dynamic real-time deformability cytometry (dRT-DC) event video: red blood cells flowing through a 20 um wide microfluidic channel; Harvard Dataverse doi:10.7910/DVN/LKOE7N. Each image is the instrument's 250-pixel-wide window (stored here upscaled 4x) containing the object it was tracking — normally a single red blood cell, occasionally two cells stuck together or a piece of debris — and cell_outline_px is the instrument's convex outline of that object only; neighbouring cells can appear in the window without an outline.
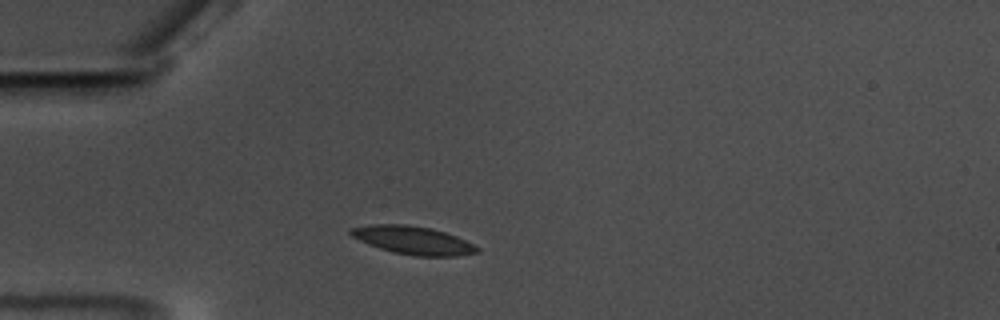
{"species": "common noctule bat (a hibernating species)", "species_latin": "Nyctalus noctula", "temperature_condition": "warm", "stored_images_in_passage": 48, "camera_frame_rate_fps": 3000, "um_per_image_px": 0.085, "animal": {"sex": "male", "body_mass_g": 17.5, "forearm_length_mm": 52.3}, "frame": {"image": 1, "passage_image": 7, "time_ms": 2.0, "image_size_px": [1000, 320], "cell_outline_px": [[480, 252], [456, 256], [416, 256], [396, 252], [380, 248], [368, 244], [352, 236], [348, 232], [352, 228], [368, 224], [408, 224], [432, 228], [456, 236], [480, 248]], "centroid_in_image_um": [35.12, 20.41], "position_along_channel_um": 49.9, "area_um2": 20.58}}
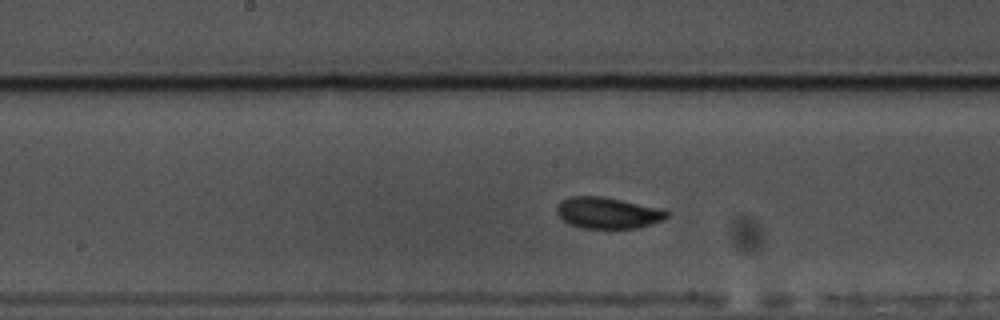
{"frame": {"image": 2, "passage_image": 21, "time_ms": 6.667, "image_size_px": [1000, 320], "cell_outline_px": [[668, 216], [664, 220], [636, 228], [584, 228], [568, 224], [556, 212], [556, 208], [560, 200], [568, 196], [600, 196], [620, 200], [656, 208], [668, 212]], "centroid_in_image_um": [51.59, 18.09], "position_along_channel_um": 196.6, "area_um2": 19.77}}
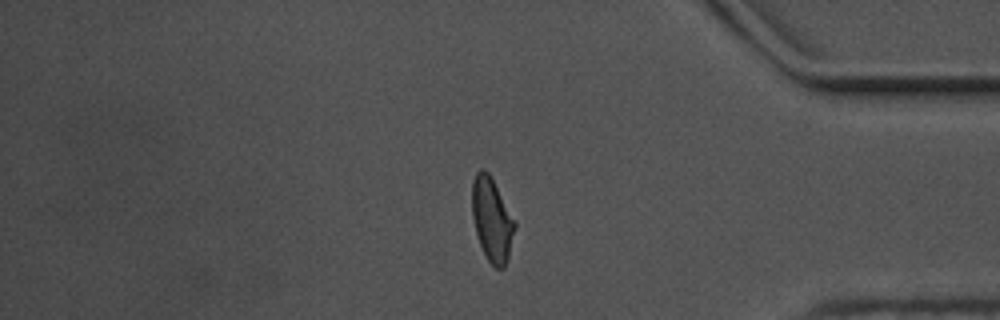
{"frame": {"image": 3, "passage_image": 39, "time_ms": 12.667, "image_size_px": [1000, 320], "cell_outline_px": [[516, 228], [508, 260], [504, 268], [496, 268], [488, 260], [480, 244], [476, 232], [472, 216], [472, 180], [476, 172], [480, 168], [484, 168], [488, 172], [516, 220]], "centroid_in_image_um": [41.83, 18.65], "position_along_channel_um": 393.4, "area_um2": 20.98}, "authors_computed_cell_mechanics": {"area_um2": 20.4323, "velocity_mm_per_s": 3.5035, "shape_relaxation_time_tau1_ms": 5.8563, "shape_relaxation_time_tau2_ms": 2.4627, "deformation_change_tau1": 0.1648, "deformation_change_tau2": 0.0792}}